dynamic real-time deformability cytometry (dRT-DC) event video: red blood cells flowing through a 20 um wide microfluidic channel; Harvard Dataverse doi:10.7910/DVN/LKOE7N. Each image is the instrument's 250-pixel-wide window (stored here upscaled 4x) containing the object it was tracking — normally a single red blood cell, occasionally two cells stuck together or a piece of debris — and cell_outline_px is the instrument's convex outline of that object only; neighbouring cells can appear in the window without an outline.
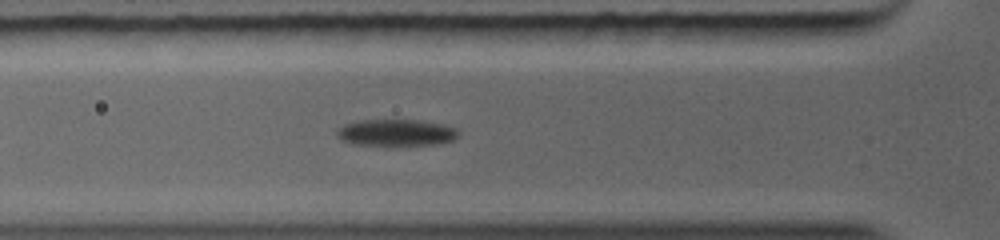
{"species": "common noctule bat (a hibernating species)", "species_latin": "Nyctalus noctula", "temperature_condition": "warm", "stored_images_in_passage": 12, "camera_frame_rate_fps": 5000, "um_per_image_px": 0.085, "animal": {"sex": "female", "body_mass_g": 19.0, "forearm_length_mm": 56.7}, "frame": {"image": 1, "passage_image": 4, "time_ms": 1.8, "image_size_px": [1000, 240], "cell_outline_px": [[460, 136], [452, 140], [440, 144], [348, 144], [340, 140], [336, 136], [336, 128], [344, 124], [364, 120], [416, 120], [440, 124], [456, 128], [460, 132]], "centroid_in_image_um": [33.64, 11.27], "position_along_channel_um": 92.2, "area_um2": 18.73}}
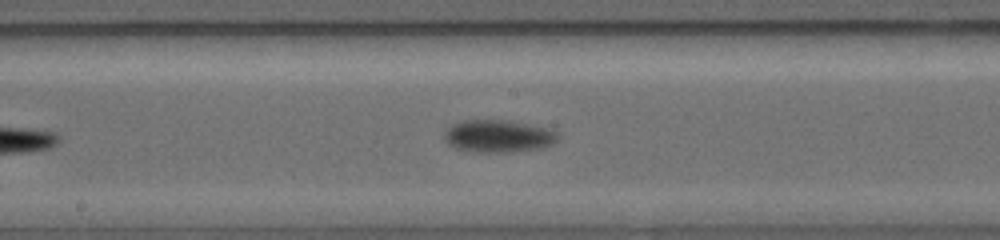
{"frame": {"image": 2, "passage_image": 10, "time_ms": 4.2, "image_size_px": [1000, 240], "cell_outline_px": [[560, 136], [552, 144], [540, 148], [512, 152], [472, 152], [456, 148], [448, 144], [444, 140], [444, 132], [452, 124], [464, 120], [500, 120], [548, 128], [556, 132]], "centroid_in_image_um": [42.31, 11.58], "position_along_channel_um": 205.9, "area_um2": 21.33}}
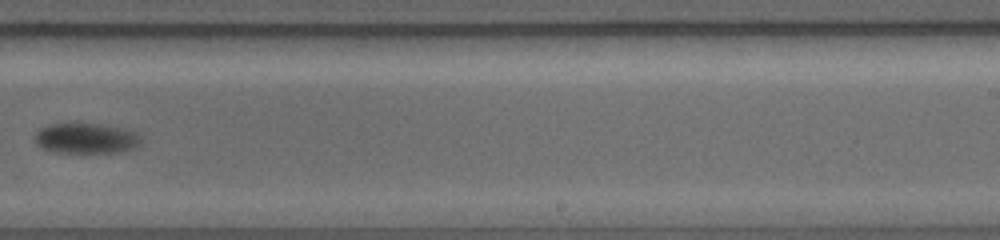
{"frame": {"image": 3, "passage_image": 12, "time_ms": 5.8, "image_size_px": [1000, 240], "cell_outline_px": [[140, 144], [124, 152], [56, 152], [40, 148], [36, 144], [32, 136], [40, 128], [48, 124], [76, 120], [124, 128], [136, 132], [140, 136]], "centroid_in_image_um": [7.24, 11.71], "position_along_channel_um": 281.8, "area_um2": 19.65}}